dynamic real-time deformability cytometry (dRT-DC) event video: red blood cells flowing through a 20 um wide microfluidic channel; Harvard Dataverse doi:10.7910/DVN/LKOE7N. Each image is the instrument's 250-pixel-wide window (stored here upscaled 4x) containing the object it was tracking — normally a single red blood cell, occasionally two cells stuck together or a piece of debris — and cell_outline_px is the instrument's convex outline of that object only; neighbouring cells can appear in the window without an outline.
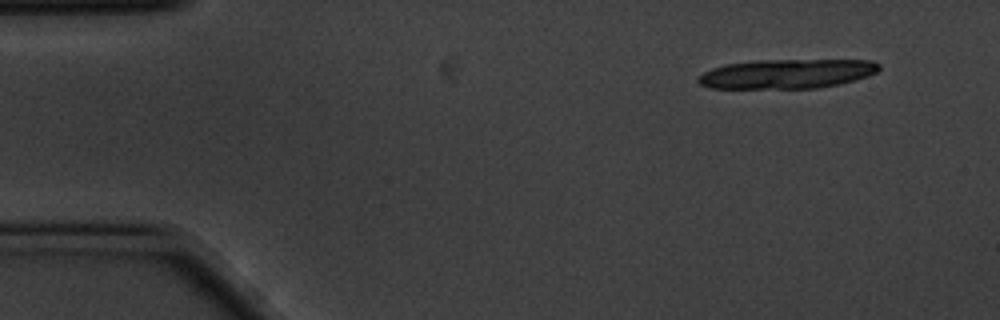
{"species": "common noctule bat (a hibernating species)", "species_latin": "Nyctalus noctula", "temperature_condition": "cold", "stored_images_in_passage": 14, "camera_frame_rate_fps": 3000, "um_per_image_px": 0.085, "animal": {"sex": "male", "body_mass_g": 20.1, "forearm_length_mm": 53.5}, "frame": {"image": 1, "passage_image": 1, "time_ms": 0.0, "image_size_px": [1000, 320], "cell_outline_px": [[880, 68], [876, 72], [868, 76], [856, 80], [840, 84], [816, 88], [712, 88], [700, 84], [696, 80], [704, 72], [712, 68], [728, 64], [756, 60], [872, 60], [880, 64]], "centroid_in_image_um": [66.92, 6.27], "position_along_channel_um": 18.1, "area_um2": 30.92}}